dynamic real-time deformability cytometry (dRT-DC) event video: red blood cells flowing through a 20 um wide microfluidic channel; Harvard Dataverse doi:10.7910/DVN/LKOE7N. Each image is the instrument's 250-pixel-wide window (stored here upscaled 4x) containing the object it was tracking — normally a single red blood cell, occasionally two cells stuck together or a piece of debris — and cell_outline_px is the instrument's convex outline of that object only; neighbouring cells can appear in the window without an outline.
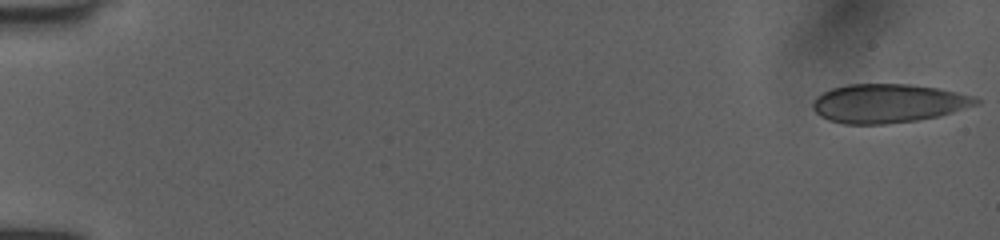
{"species": "human", "species_latin": "Homo sapiens", "temperature_condition": "room temperature", "stored_images_in_passage": 51, "camera_frame_rate_fps": 3000, "um_per_image_px": 0.085, "donor": {"sex": "female"}, "frame": {"image": 1, "passage_image": 1, "time_ms": 0.0, "image_size_px": [1000, 240], "cell_outline_px": [[980, 104], [952, 112], [936, 116], [916, 120], [884, 124], [844, 124], [828, 120], [820, 116], [812, 108], [812, 104], [816, 96], [832, 88], [848, 84], [904, 84], [936, 88], [972, 96], [980, 100]], "centroid_in_image_um": [75.44, 8.79], "position_along_channel_um": 9.6, "area_um2": 36.59}}
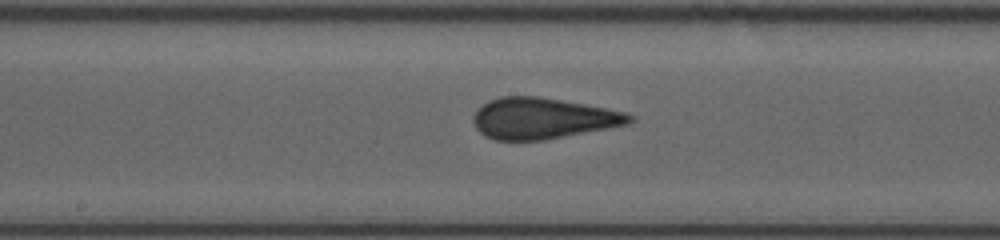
{"frame": {"image": 2, "passage_image": 28, "time_ms": 9.0, "image_size_px": [1000, 240], "cell_outline_px": [[636, 120], [628, 124], [608, 128], [544, 140], [496, 140], [484, 136], [476, 128], [472, 120], [472, 116], [484, 104], [500, 96], [536, 96], [584, 104], [624, 112], [636, 116]], "centroid_in_image_um": [46.14, 10.07], "position_along_channel_um": 202.1, "area_um2": 37.11}}
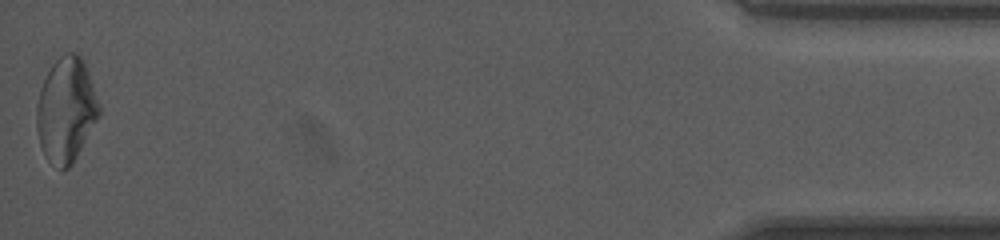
{"frame": {"image": 3, "passage_image": 51, "time_ms": 16.667, "image_size_px": [1000, 240], "cell_outline_px": [[100, 112], [96, 120], [72, 164], [68, 168], [60, 172], [44, 156], [40, 144], [36, 128], [36, 104], [44, 80], [52, 64], [64, 52], [76, 52], [84, 60], [100, 108]], "centroid_in_image_um": [5.59, 9.36], "position_along_channel_um": 429.6, "area_um2": 37.86}, "authors_computed_cell_mechanics": {"area_um2": 36.6452, "velocity_mm_per_s": 4.0615, "shape_relaxation_time_tau1_ms": null, "shape_relaxation_time_tau2_ms": 0.5277, "deformation_change_tau1": null, "deformation_change_tau2": 0.0778}}